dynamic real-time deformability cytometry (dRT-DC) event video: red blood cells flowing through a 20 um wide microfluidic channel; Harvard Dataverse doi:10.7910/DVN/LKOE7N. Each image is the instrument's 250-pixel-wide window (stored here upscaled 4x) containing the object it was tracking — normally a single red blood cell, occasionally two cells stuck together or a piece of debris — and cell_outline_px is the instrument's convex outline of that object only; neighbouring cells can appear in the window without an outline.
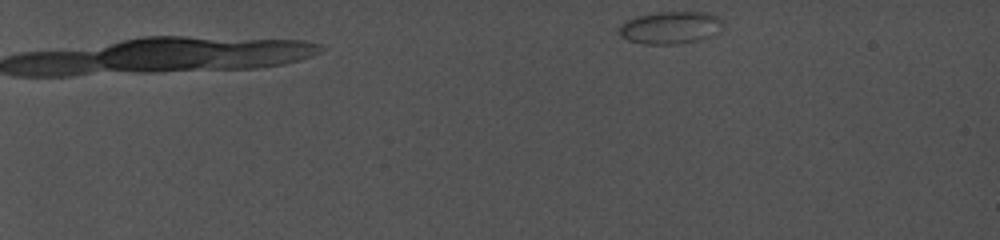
{"species": "common noctule bat (a hibernating species)", "species_latin": "Nyctalus noctula", "temperature_condition": "cold", "stored_images_in_passage": 53, "camera_frame_rate_fps": 5000, "um_per_image_px": 0.085, "animal": {"sex": "female", "body_mass_g": 19.0, "forearm_length_mm": 56.7}, "frame": {"image": 1, "passage_image": 1, "time_ms": 0.0, "image_size_px": [1000, 240], "cell_outline_px": [[724, 24], [712, 36], [696, 40], [676, 44], [644, 44], [628, 40], [620, 36], [620, 24], [636, 16], [656, 12], [712, 12], [720, 16]], "centroid_in_image_um": [57.01, 2.33], "position_along_channel_um": 28.0, "area_um2": 19.71}}
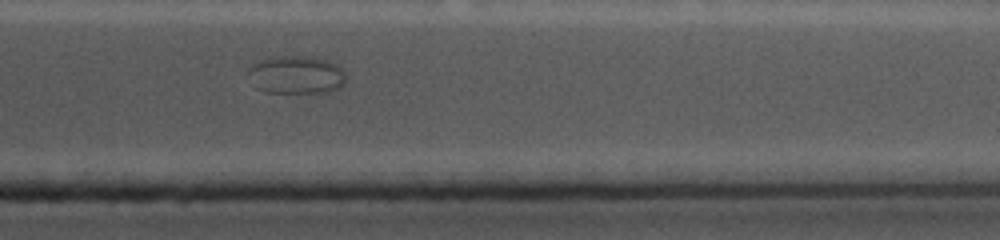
{"frame": {"image": 2, "passage_image": 49, "time_ms": 15.8, "image_size_px": [1000, 240], "cell_outline_px": [[348, 76], [344, 84], [340, 88], [328, 92], [268, 92], [256, 88], [248, 72], [248, 68], [268, 56], [308, 56], [328, 60], [336, 64]], "centroid_in_image_um": [25.22, 6.35], "position_along_channel_um": 386.2, "area_um2": 21.73}}
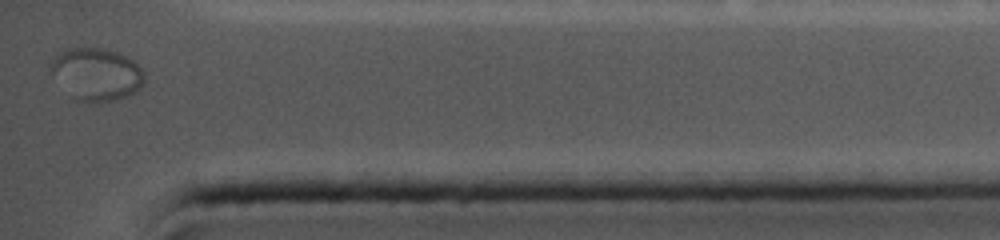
{"frame": {"image": 3, "passage_image": 53, "time_ms": 17.0, "image_size_px": [1000, 240], "cell_outline_px": [[144, 80], [140, 88], [136, 92], [112, 100], [92, 104], [80, 100], [48, 68], [52, 60], [64, 48], [100, 48], [116, 52], [136, 60], [144, 72]], "centroid_in_image_um": [8.27, 6.27], "position_along_channel_um": 426.9, "area_um2": 27.98}}